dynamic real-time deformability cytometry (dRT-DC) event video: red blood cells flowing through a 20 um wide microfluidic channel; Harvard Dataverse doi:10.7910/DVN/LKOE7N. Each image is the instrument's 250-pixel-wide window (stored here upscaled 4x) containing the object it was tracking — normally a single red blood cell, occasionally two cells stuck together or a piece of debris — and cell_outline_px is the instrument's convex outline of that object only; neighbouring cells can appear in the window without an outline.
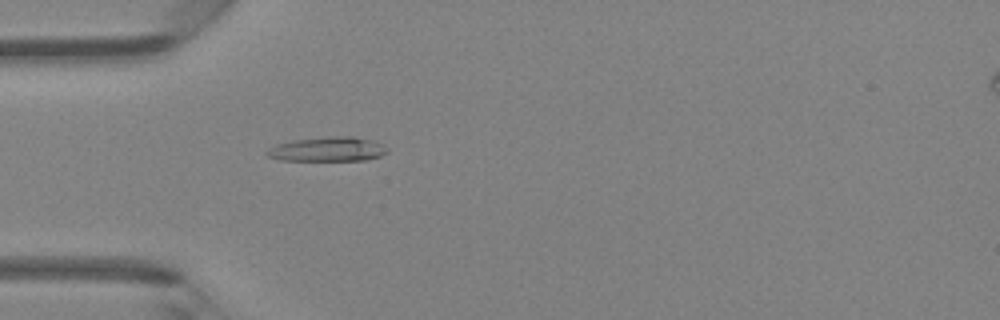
{"species": "Egyptian fruit bat (a non-hibernating species)", "species_latin": "Rousettus aegyptiacus", "temperature_condition": "room temperature", "stored_images_in_passage": 35, "camera_frame_rate_fps": 3000, "um_per_image_px": 0.085, "animal": {"sex": "female"}, "frame": {"image": 1, "passage_image": 2, "time_ms": 0.333, "image_size_px": [1000, 320], "cell_outline_px": [[388, 152], [380, 156], [364, 160], [280, 160], [268, 156], [264, 152], [276, 144], [292, 140], [336, 136], [352, 136], [372, 140], [388, 148]], "centroid_in_image_um": [27.84, 12.68], "position_along_channel_um": 57.2, "area_um2": 16.99}}
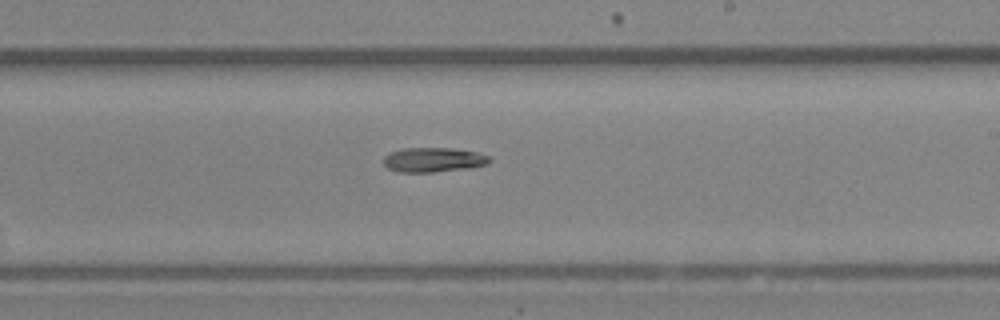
{"frame": {"image": 2, "passage_image": 16, "time_ms": 5.0, "image_size_px": [1000, 320], "cell_outline_px": [[492, 160], [488, 164], [472, 168], [432, 172], [396, 172], [388, 168], [384, 164], [384, 156], [392, 152], [404, 148], [452, 148], [476, 152], [488, 156]], "centroid_in_image_um": [36.86, 13.59], "position_along_channel_um": 252.1, "area_um2": 15.2}}
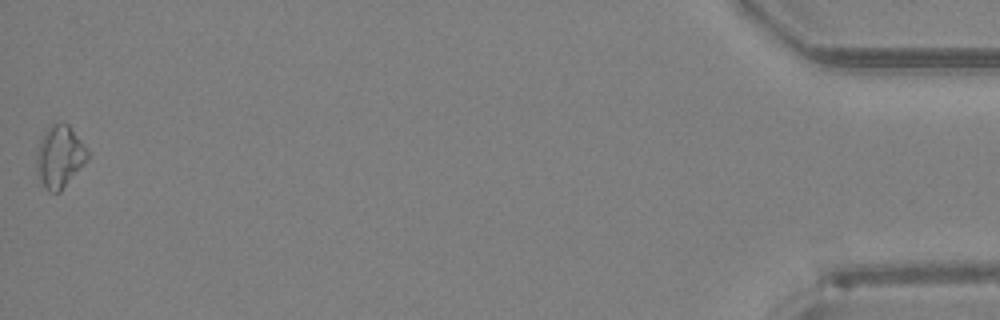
{"frame": {"image": 3, "passage_image": 35, "time_ms": 11.333, "image_size_px": [1000, 320], "cell_outline_px": [[88, 160], [60, 192], [48, 192], [44, 188], [36, 164], [36, 148], [44, 132], [52, 124], [68, 124], [84, 144], [88, 152]], "centroid_in_image_um": [5.07, 13.33], "position_along_channel_um": 430.1, "area_um2": 18.32}}